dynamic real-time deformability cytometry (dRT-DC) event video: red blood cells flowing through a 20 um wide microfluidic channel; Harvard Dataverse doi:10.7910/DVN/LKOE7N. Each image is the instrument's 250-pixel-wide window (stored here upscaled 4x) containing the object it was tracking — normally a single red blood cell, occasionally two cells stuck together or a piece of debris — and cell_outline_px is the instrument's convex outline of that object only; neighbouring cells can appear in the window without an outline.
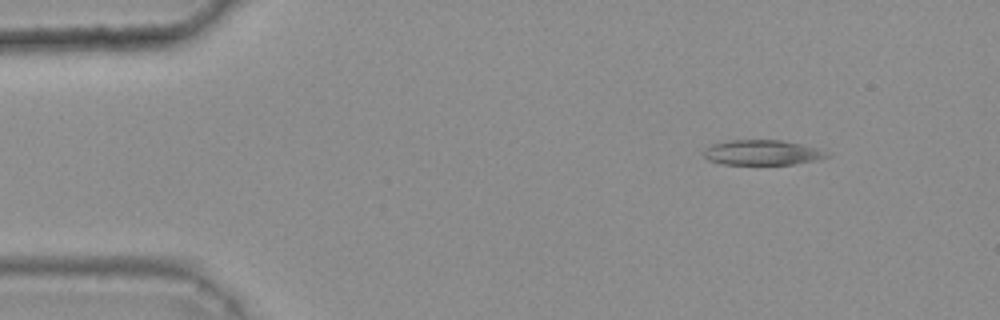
{"species": "common noctule bat (a hibernating species)", "species_latin": "Nyctalus noctula", "temperature_condition": "warm", "stored_images_in_passage": 47, "camera_frame_rate_fps": 3000, "um_per_image_px": 0.085, "animal": {"sex": "female", "body_mass_g": 25.1}, "frame": {"image": 1, "passage_image": 7, "time_ms": 2.0, "image_size_px": [1000, 320], "cell_outline_px": [[832, 156], [816, 160], [792, 164], [720, 164], [708, 160], [704, 156], [704, 148], [712, 144], [728, 140], [780, 140], [800, 144], [816, 148], [828, 152]], "centroid_in_image_um": [64.77, 12.97], "position_along_channel_um": 20.2, "area_um2": 17.98}}
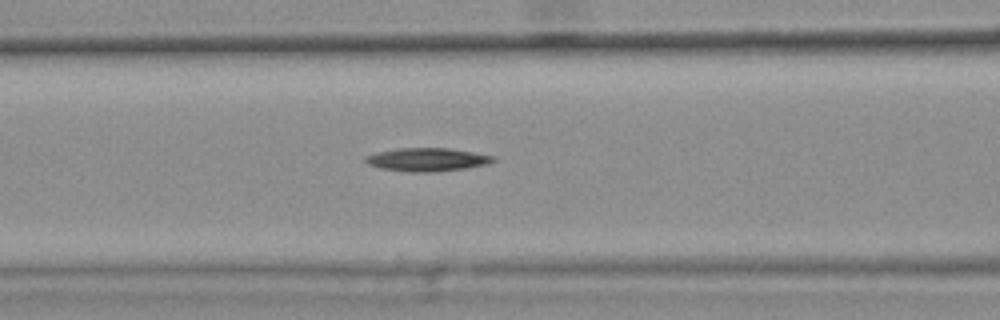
{"frame": {"image": 2, "passage_image": 22, "time_ms": 7.0, "image_size_px": [1000, 320], "cell_outline_px": [[496, 160], [488, 164], [464, 168], [428, 172], [412, 172], [380, 168], [368, 164], [364, 160], [364, 156], [376, 152], [396, 148], [448, 148], [496, 156]], "centroid_in_image_um": [36.28, 13.55], "position_along_channel_um": 130.3, "area_um2": 17.28}}
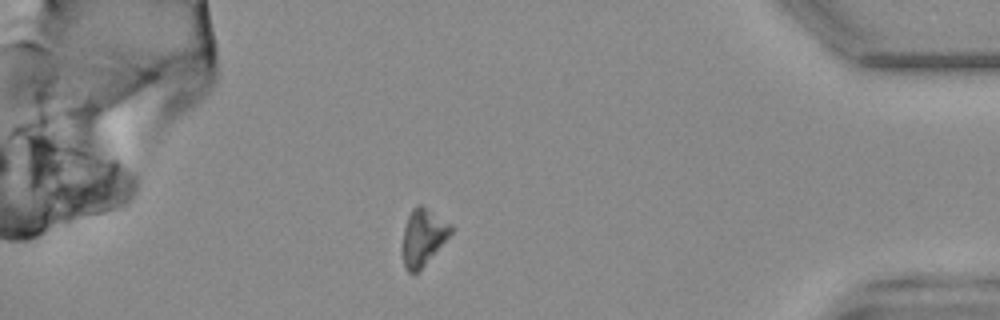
{"frame": {"image": 3, "passage_image": 46, "time_ms": 15.0, "image_size_px": [1000, 320], "cell_outline_px": [[456, 228], [420, 272], [408, 272], [404, 268], [400, 248], [404, 228], [408, 216], [412, 208], [416, 204], [420, 204], [452, 224]], "centroid_in_image_um": [35.95, 20.19], "position_along_channel_um": 399.3, "area_um2": 16.59}}